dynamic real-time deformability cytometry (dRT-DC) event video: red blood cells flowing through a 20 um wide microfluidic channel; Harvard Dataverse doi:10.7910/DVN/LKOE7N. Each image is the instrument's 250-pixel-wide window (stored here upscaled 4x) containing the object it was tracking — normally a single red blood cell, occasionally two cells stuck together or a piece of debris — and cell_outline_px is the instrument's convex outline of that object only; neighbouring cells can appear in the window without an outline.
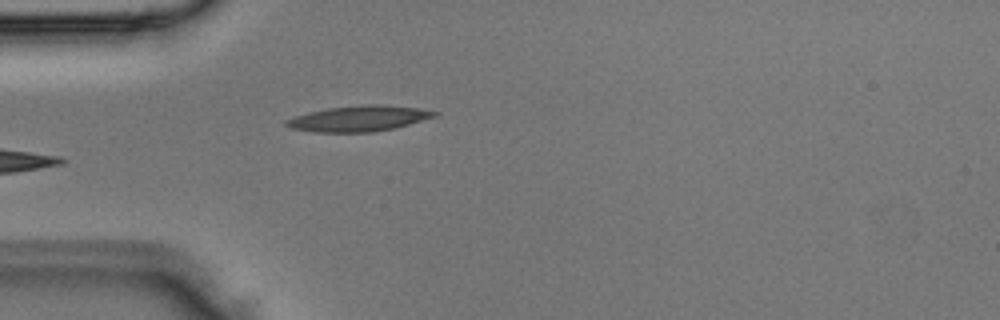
{"species": "Egyptian fruit bat (a non-hibernating species)", "species_latin": "Rousettus aegyptiacus", "temperature_condition": "room temperature", "stored_images_in_passage": 3, "camera_frame_rate_fps": 3000, "um_per_image_px": 0.085, "animal": {"sex": "male"}, "frame": {"image": 1, "passage_image": 3, "time_ms": 0.667, "image_size_px": [1000, 320], "cell_outline_px": [[440, 112], [436, 116], [408, 124], [392, 128], [372, 132], [312, 132], [292, 128], [284, 124], [284, 120], [308, 112], [328, 108], [364, 104], [384, 104], [416, 108]], "centroid_in_image_um": [30.47, 10.07], "position_along_channel_um": 54.5, "area_um2": 22.02}}